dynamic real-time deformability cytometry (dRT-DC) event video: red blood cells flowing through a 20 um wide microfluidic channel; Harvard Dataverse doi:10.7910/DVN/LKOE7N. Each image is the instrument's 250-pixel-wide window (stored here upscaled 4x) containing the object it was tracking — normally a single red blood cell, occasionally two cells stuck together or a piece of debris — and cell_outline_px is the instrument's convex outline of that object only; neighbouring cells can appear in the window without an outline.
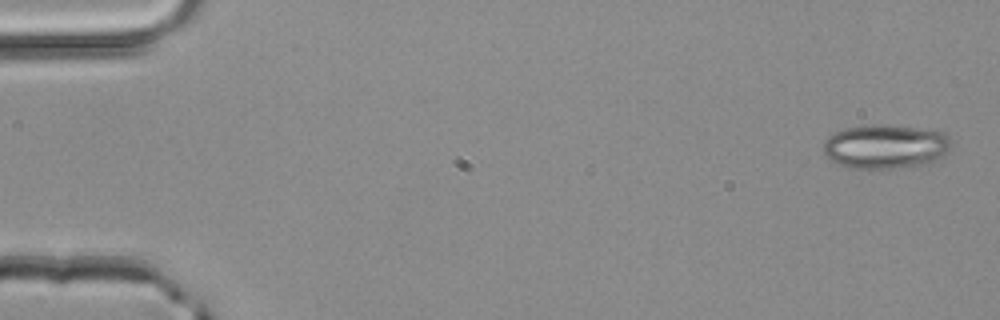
{"species": "common noctule bat (a hibernating species)", "species_latin": "Nyctalus noctula", "temperature_condition": "room temperature", "stored_images_in_passage": 4, "camera_frame_rate_fps": 3000, "um_per_image_px": 0.085, "animal": {"sex": "male", "body_mass_g": 20.4}, "frame": {"image": 1, "passage_image": 1, "time_ms": 0.0, "image_size_px": [1000, 320], "cell_outline_px": [[952, 148], [944, 156], [928, 164], [888, 168], [852, 168], [840, 164], [824, 156], [824, 140], [828, 136], [844, 128], [872, 124], [880, 124], [916, 128], [944, 132], [952, 140]], "centroid_in_image_um": [75.3, 12.45], "position_along_channel_um": 9.7, "area_um2": 33.0}}